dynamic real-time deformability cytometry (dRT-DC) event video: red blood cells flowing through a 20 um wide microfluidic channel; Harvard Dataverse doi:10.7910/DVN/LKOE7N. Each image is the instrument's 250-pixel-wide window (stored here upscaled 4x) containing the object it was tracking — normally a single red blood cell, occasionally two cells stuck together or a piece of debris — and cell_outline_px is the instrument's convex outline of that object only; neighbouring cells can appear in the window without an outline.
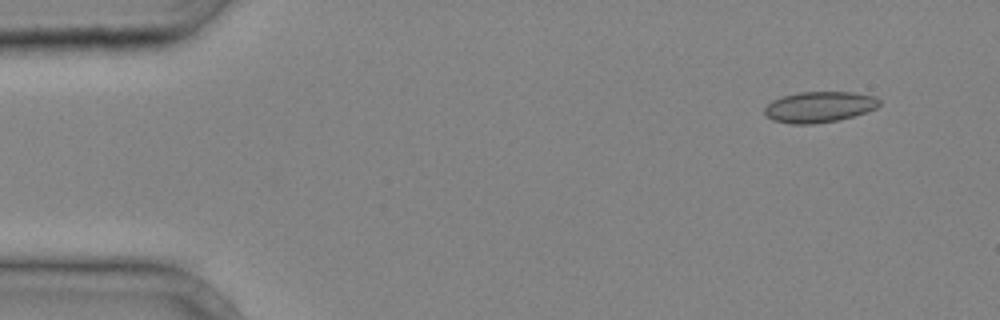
{"species": "common noctule bat (a hibernating species)", "species_latin": "Nyctalus noctula", "temperature_condition": "cold", "stored_images_in_passage": 5, "camera_frame_rate_fps": 3000, "um_per_image_px": 0.085, "animal": {"sex": "male", "body_mass_g": 20.4}, "frame": {"image": 1, "passage_image": 1, "time_ms": 0.0, "image_size_px": [1000, 320], "cell_outline_px": [[880, 104], [876, 108], [852, 116], [836, 120], [812, 124], [792, 124], [772, 120], [764, 112], [764, 108], [772, 100], [784, 96], [800, 92], [852, 92], [876, 96], [880, 100]], "centroid_in_image_um": [69.63, 9.08], "position_along_channel_um": 15.4, "area_um2": 20.46}}